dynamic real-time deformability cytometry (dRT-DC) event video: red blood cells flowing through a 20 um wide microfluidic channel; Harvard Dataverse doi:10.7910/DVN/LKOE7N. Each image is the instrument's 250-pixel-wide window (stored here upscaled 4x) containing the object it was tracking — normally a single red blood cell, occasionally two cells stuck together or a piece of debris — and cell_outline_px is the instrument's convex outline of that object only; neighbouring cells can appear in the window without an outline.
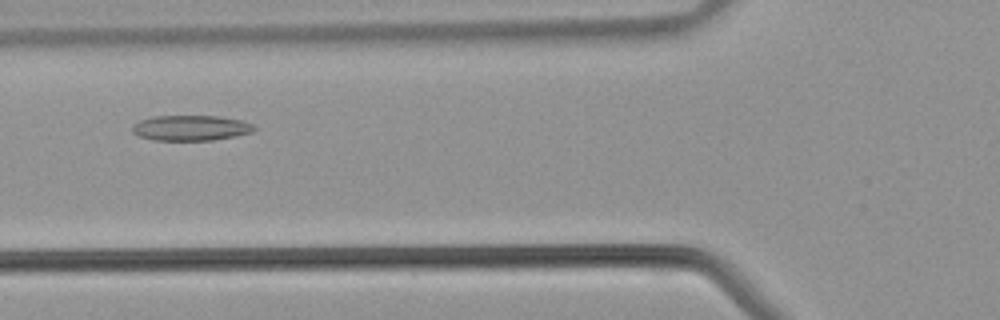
{"species": "common noctule bat (a hibernating species)", "species_latin": "Nyctalus noctula", "temperature_condition": "warm", "stored_images_in_passage": 36, "camera_frame_rate_fps": 3000, "um_per_image_px": 0.085, "animal": {"sex": "male", "body_mass_g": 21.5, "forearm_length_mm": 52.0}, "frame": {"image": 1, "passage_image": 10, "time_ms": 3.0, "image_size_px": [1000, 320], "cell_outline_px": [[256, 128], [252, 132], [236, 136], [212, 140], [152, 140], [136, 136], [132, 132], [132, 124], [140, 120], [152, 116], [216, 116], [240, 120], [252, 124]], "centroid_in_image_um": [16.16, 10.88], "position_along_channel_um": 109.6, "area_um2": 18.09}}
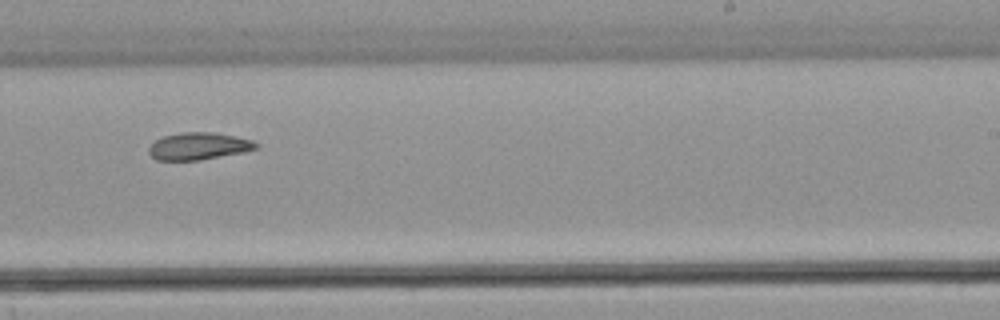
{"frame": {"image": 2, "passage_image": 20, "time_ms": 6.333, "image_size_px": [1000, 320], "cell_outline_px": [[260, 144], [256, 148], [244, 152], [200, 160], [156, 160], [148, 152], [148, 148], [156, 140], [164, 136], [180, 132], [216, 132], [236, 136], [252, 140]], "centroid_in_image_um": [16.9, 12.41], "position_along_channel_um": 272.1, "area_um2": 17.05}}
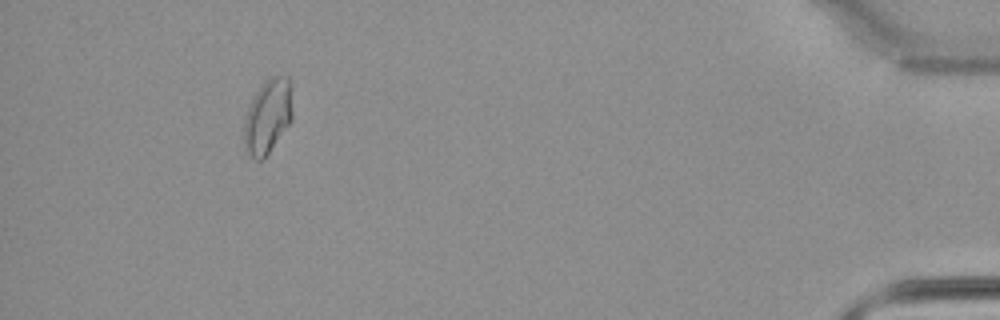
{"frame": {"image": 3, "passage_image": 33, "time_ms": 10.667, "image_size_px": [1000, 320], "cell_outline_px": [[292, 120], [268, 152], [260, 160], [256, 160], [244, 148], [244, 116], [256, 92], [264, 80], [272, 76], [288, 76], [292, 84]], "centroid_in_image_um": [22.77, 9.83], "position_along_channel_um": 412.4, "area_um2": 20.98}}